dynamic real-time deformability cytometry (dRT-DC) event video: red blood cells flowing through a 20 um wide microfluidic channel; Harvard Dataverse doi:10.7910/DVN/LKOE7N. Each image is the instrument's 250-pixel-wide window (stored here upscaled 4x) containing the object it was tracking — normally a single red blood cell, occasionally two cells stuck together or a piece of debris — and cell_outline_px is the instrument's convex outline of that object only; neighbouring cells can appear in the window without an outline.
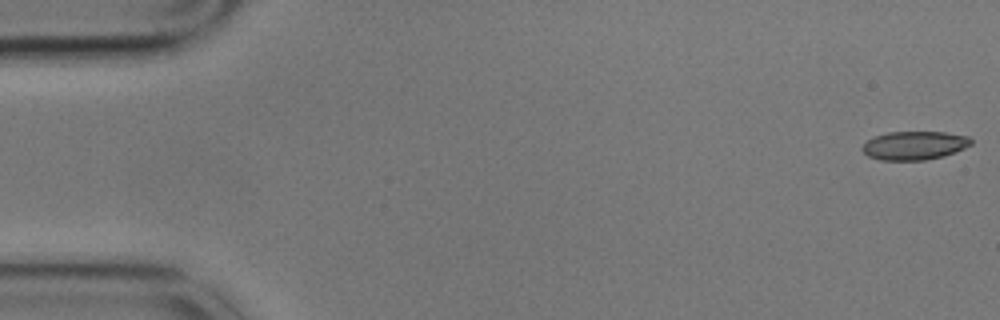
{"species": "common noctule bat (a hibernating species)", "species_latin": "Nyctalus noctula", "temperature_condition": "cold", "stored_images_in_passage": 12, "camera_frame_rate_fps": 3000, "um_per_image_px": 0.085, "animal": {"sex": "male", "body_mass_g": 17.9}, "frame": {"image": 1, "passage_image": 1, "time_ms": 0.0, "image_size_px": [1000, 320], "cell_outline_px": [[972, 144], [964, 148], [944, 156], [924, 160], [880, 160], [868, 156], [860, 148], [868, 140], [876, 136], [888, 132], [944, 132], [968, 136], [972, 140]], "centroid_in_image_um": [77.72, 12.37], "position_along_channel_um": 7.3, "area_um2": 18.03}}